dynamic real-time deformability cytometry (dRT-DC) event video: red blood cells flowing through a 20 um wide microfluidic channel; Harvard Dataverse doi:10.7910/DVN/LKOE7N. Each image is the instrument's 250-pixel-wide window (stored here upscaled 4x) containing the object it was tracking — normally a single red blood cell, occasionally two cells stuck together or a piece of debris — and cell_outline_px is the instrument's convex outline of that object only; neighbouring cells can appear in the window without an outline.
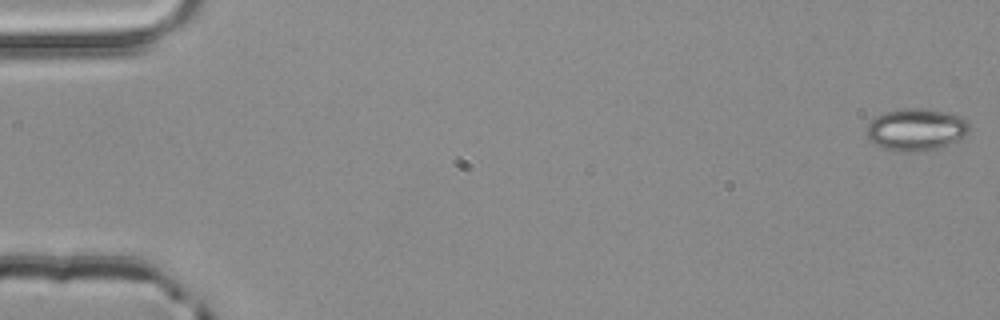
{"species": "common noctule bat (a hibernating species)", "species_latin": "Nyctalus noctula", "temperature_condition": "room temperature", "stored_images_in_passage": 3, "camera_frame_rate_fps": 3000, "um_per_image_px": 0.085, "animal": {"sex": "male", "body_mass_g": 20.4}, "frame": {"image": 1, "passage_image": 1, "time_ms": 0.0, "image_size_px": [1000, 320], "cell_outline_px": [[968, 132], [964, 140], [936, 148], [908, 152], [900, 152], [884, 148], [868, 140], [864, 132], [868, 124], [876, 116], [884, 112], [908, 108], [920, 108], [944, 112], [960, 116], [968, 120]], "centroid_in_image_um": [77.87, 11.02], "position_along_channel_um": 7.1, "area_um2": 25.37}}
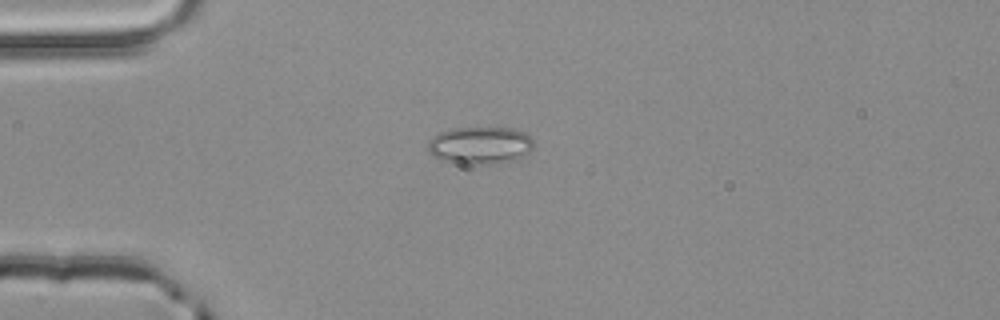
{"frame": {"image": 2, "passage_image": 3, "time_ms": 0.667, "image_size_px": [1000, 320], "cell_outline_px": [[532, 148], [524, 156], [512, 160], [472, 164], [460, 164], [440, 160], [432, 156], [428, 152], [428, 140], [440, 132], [456, 128], [512, 128], [524, 132], [532, 140]], "centroid_in_image_um": [40.75, 12.35], "position_along_channel_um": 44.3, "area_um2": 22.77}}